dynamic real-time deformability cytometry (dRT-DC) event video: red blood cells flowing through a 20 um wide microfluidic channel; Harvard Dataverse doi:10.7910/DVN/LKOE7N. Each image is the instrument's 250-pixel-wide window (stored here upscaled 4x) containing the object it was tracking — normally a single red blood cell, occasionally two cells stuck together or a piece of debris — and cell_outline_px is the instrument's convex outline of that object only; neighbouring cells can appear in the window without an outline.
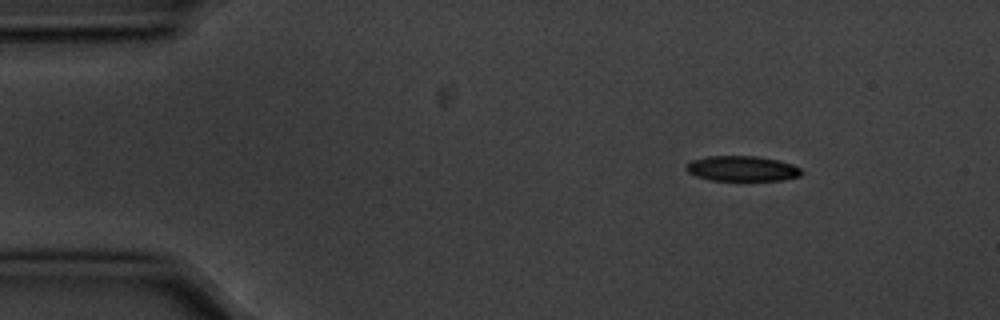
{"species": "common noctule bat (a hibernating species)", "species_latin": "Nyctalus noctula", "temperature_condition": "cold", "stored_images_in_passage": 10, "camera_frame_rate_fps": 3000, "um_per_image_px": 0.085, "animal": {"sex": "male", "body_mass_g": 20.1, "forearm_length_mm": 53.5}, "frame": {"image": 1, "passage_image": 1, "time_ms": 0.0, "image_size_px": [1000, 320], "cell_outline_px": [[804, 172], [800, 176], [784, 180], [708, 180], [696, 176], [688, 172], [684, 168], [692, 160], [708, 156], [756, 156], [776, 160], [792, 164], [800, 168]], "centroid_in_image_um": [63.08, 14.33], "position_along_channel_um": 21.9, "area_um2": 16.94}}
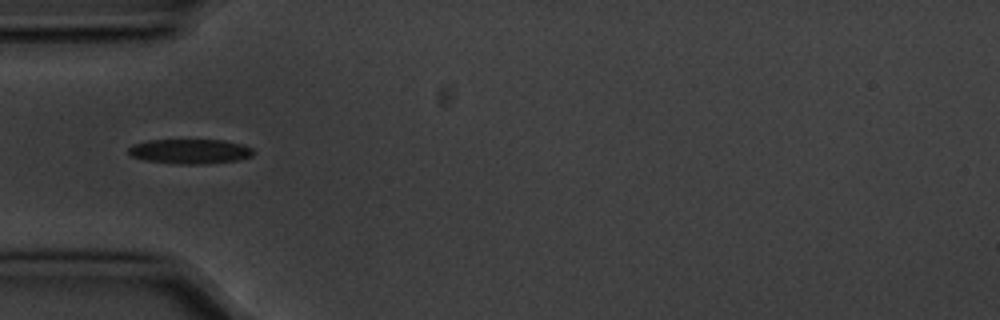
{"frame": {"image": 2, "passage_image": 4, "time_ms": 1.0, "image_size_px": [1000, 320], "cell_outline_px": [[256, 152], [252, 156], [240, 160], [196, 164], [180, 164], [144, 160], [132, 156], [128, 152], [128, 148], [132, 144], [148, 140], [224, 140], [244, 144], [252, 148]], "centroid_in_image_um": [16.18, 12.86], "position_along_channel_um": 68.8, "area_um2": 18.09}}
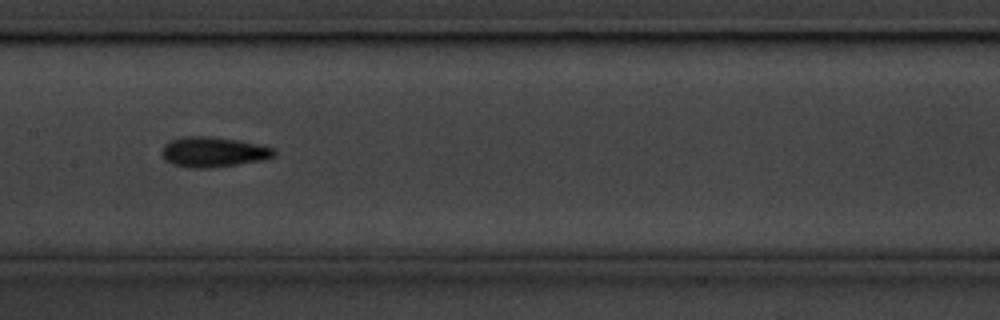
{"frame": {"image": 3, "passage_image": 7, "time_ms": 2.0, "image_size_px": [1000, 320], "cell_outline_px": [[276, 152], [268, 160], [208, 168], [188, 168], [172, 164], [164, 160], [160, 152], [164, 144], [168, 140], [184, 136], [212, 136], [240, 140], [272, 148]], "centroid_in_image_um": [18.07, 12.92], "position_along_channel_um": 189.3, "area_um2": 20.06}}